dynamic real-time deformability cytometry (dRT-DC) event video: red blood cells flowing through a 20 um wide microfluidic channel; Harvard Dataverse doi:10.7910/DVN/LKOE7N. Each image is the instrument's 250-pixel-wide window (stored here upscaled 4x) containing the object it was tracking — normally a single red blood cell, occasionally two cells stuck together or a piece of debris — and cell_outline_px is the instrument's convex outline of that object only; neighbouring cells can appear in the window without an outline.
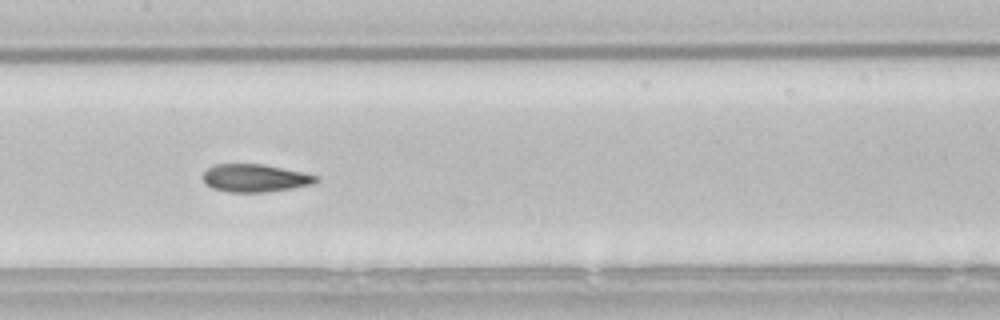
{"species": "common noctule bat (a hibernating species)", "species_latin": "Nyctalus noctula", "temperature_condition": "room temperature", "stored_images_in_passage": 31, "camera_frame_rate_fps": 3000, "um_per_image_px": 0.085, "animal": {"sex": "male", "body_mass_g": 21.5, "forearm_length_mm": 52.0}, "frame": {"image": 1, "passage_image": 14, "time_ms": 4.333, "image_size_px": [1000, 320], "cell_outline_px": [[320, 180], [316, 184], [268, 192], [228, 192], [212, 188], [204, 184], [200, 176], [208, 168], [216, 164], [264, 164], [304, 172], [320, 176]], "centroid_in_image_um": [21.7, 15.14], "position_along_channel_um": 185.7, "area_um2": 18.79}, "authors_computed_cell_mechanics": {"area_um2": 18.7272, "velocity_mm_per_s": 3.8271, "shape_relaxation_time_tau1_ms": 6.3438, "shape_relaxation_time_tau2_ms": 2.4696, "deformation_change_tau1": 0.1886, "deformation_change_tau2": 0.0892}}